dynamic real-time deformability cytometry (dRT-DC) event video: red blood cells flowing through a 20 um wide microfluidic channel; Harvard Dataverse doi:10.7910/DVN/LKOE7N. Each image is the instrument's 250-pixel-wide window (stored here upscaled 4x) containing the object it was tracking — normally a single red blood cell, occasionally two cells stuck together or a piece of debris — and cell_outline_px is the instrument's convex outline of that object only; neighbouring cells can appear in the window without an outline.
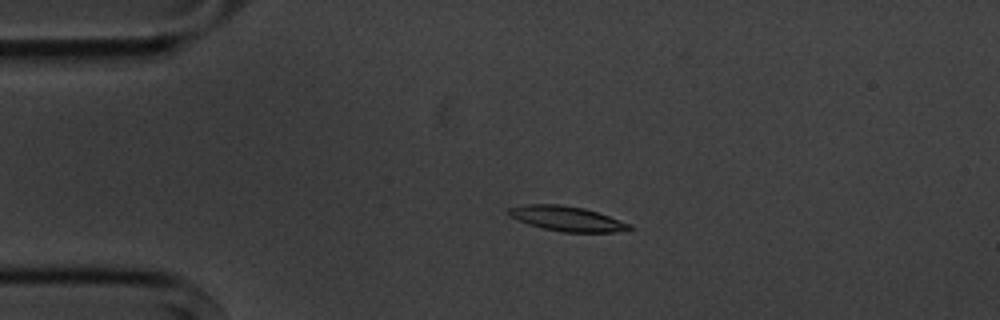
{"species": "common noctule bat (a hibernating species)", "species_latin": "Nyctalus noctula", "temperature_condition": "cold", "stored_images_in_passage": 3, "camera_frame_rate_fps": 3000, "um_per_image_px": 0.085, "animal": {"sex": "male", "body_mass_g": 20.1, "forearm_length_mm": 53.5}, "frame": {"image": 1, "passage_image": 2, "time_ms": 1.333, "image_size_px": [1000, 320], "cell_outline_px": [[632, 228], [616, 232], [564, 232], [544, 228], [528, 224], [508, 216], [508, 208], [528, 204], [560, 204], [584, 208], [632, 224]], "centroid_in_image_um": [48.17, 18.58], "position_along_channel_um": 36.8, "area_um2": 17.34}}